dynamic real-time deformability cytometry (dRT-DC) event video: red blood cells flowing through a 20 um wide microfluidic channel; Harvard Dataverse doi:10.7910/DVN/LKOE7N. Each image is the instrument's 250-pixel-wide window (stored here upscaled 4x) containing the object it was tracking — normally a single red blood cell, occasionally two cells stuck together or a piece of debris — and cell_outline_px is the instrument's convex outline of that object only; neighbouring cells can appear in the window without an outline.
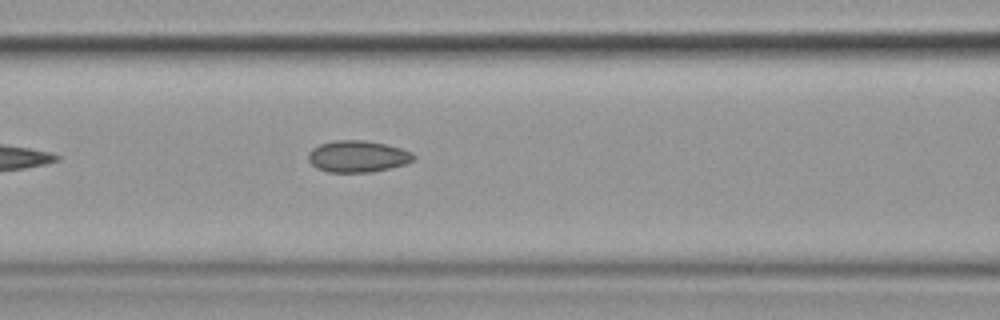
{"species": "common noctule bat (a hibernating species)", "species_latin": "Nyctalus noctula", "temperature_condition": "cold", "stored_images_in_passage": 7, "camera_frame_rate_fps": 3000, "um_per_image_px": 0.085, "animal": {"sex": "female", "body_mass_g": 19.9}, "frame": {"image": 1, "passage_image": 7, "time_ms": 7.333, "image_size_px": [1000, 320], "cell_outline_px": [[416, 160], [404, 164], [372, 172], [328, 172], [316, 168], [308, 160], [308, 152], [312, 148], [320, 144], [332, 140], [364, 140], [388, 144], [412, 152], [416, 156]], "centroid_in_image_um": [30.4, 13.28], "position_along_channel_um": 136.2, "area_um2": 19.59}}